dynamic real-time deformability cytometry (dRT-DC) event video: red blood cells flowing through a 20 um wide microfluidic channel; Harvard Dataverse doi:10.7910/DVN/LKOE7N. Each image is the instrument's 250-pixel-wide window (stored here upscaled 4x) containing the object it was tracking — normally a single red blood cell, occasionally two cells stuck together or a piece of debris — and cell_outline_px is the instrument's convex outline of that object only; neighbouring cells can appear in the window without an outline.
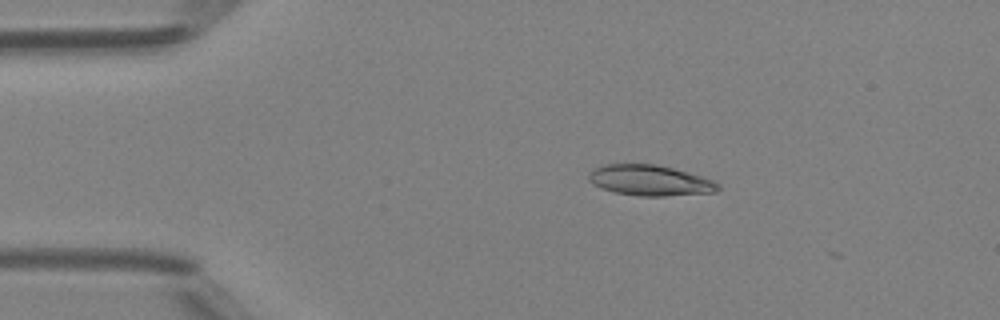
{"species": "Egyptian fruit bat (a non-hibernating species)", "species_latin": "Rousettus aegyptiacus", "temperature_condition": "room temperature", "stored_images_in_passage": 12, "camera_frame_rate_fps": 3000, "um_per_image_px": 0.085, "animal": {"sex": "female"}, "frame": {"image": 1, "passage_image": 3, "time_ms": 0.667, "image_size_px": [1000, 320], "cell_outline_px": [[720, 188], [716, 192], [664, 196], [640, 196], [616, 192], [600, 188], [592, 184], [588, 180], [588, 172], [592, 168], [604, 164], [656, 164], [704, 176], [720, 184]], "centroid_in_image_um": [55.22, 15.33], "position_along_channel_um": 29.8, "area_um2": 23.29}}
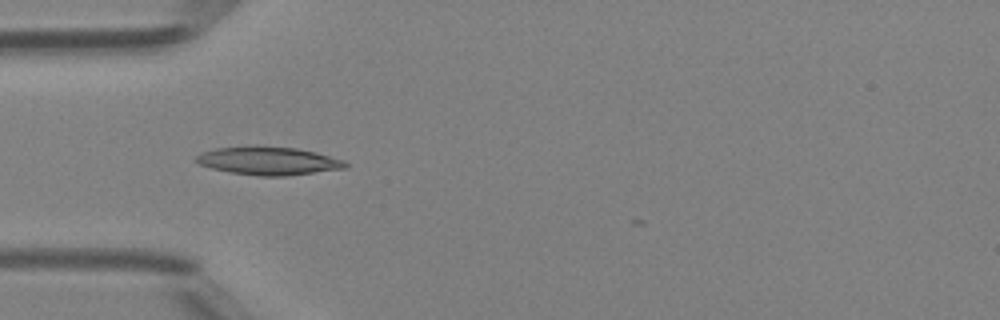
{"frame": {"image": 2, "passage_image": 9, "time_ms": 2.667, "image_size_px": [1000, 320], "cell_outline_px": [[348, 168], [284, 176], [256, 176], [232, 172], [212, 168], [200, 164], [192, 160], [200, 152], [216, 148], [256, 144], [296, 148], [316, 152], [344, 160], [348, 164]], "centroid_in_image_um": [22.79, 13.65], "position_along_channel_um": 62.2, "area_um2": 24.97}}